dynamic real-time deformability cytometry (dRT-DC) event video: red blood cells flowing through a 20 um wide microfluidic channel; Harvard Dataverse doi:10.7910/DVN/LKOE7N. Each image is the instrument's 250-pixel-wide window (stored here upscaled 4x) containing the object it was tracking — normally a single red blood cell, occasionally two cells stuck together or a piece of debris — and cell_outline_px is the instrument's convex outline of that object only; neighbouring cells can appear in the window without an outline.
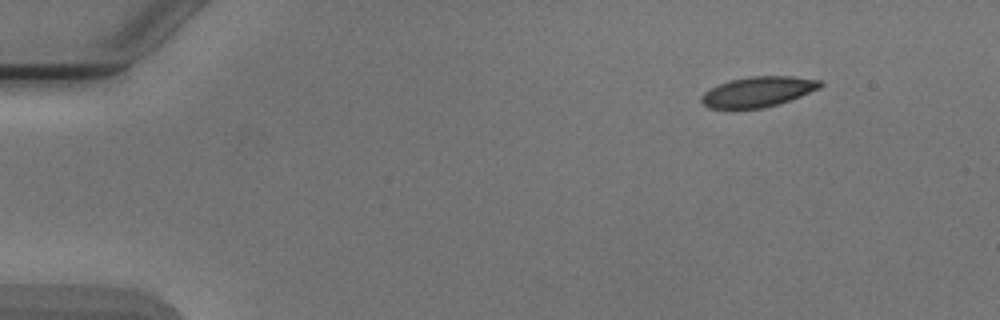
{"species": "Egyptian fruit bat (a non-hibernating species)", "species_latin": "Rousettus aegyptiacus", "temperature_condition": "cold", "stored_images_in_passage": 7, "camera_frame_rate_fps": 3000, "um_per_image_px": 0.085, "animal": {"sex": "male"}, "frame": {"image": 1, "passage_image": 1, "time_ms": 0.0, "image_size_px": [1000, 320], "cell_outline_px": [[824, 84], [820, 88], [800, 96], [764, 108], [708, 108], [700, 100], [700, 96], [704, 92], [720, 84], [732, 80], [752, 76], [792, 76], [820, 80]], "centroid_in_image_um": [64.44, 7.79], "position_along_channel_um": 20.6, "area_um2": 20.63}}
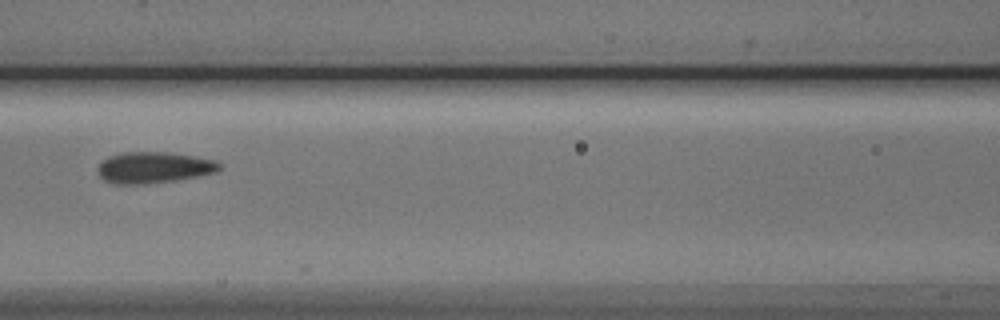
{"frame": {"image": 2, "passage_image": 6, "time_ms": 6.0, "image_size_px": [1000, 320], "cell_outline_px": [[220, 168], [216, 172], [176, 180], [144, 184], [112, 184], [104, 180], [100, 176], [96, 168], [108, 156], [120, 152], [168, 152], [216, 160], [220, 164]], "centroid_in_image_um": [13.03, 14.24], "position_along_channel_um": 153.6, "area_um2": 22.14}}
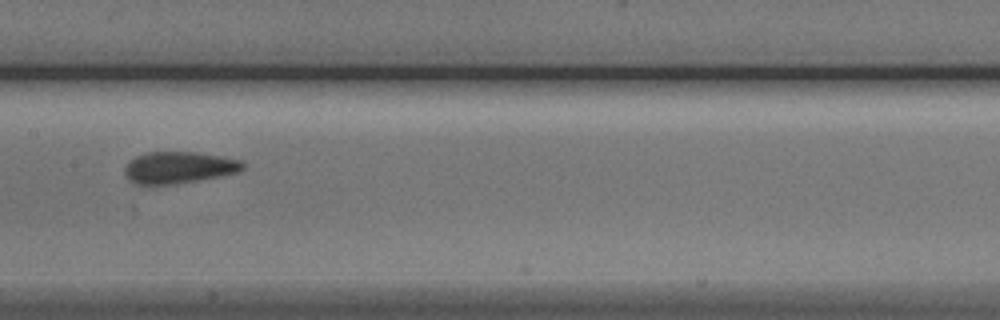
{"frame": {"image": 3, "passage_image": 7, "time_ms": 7.0, "image_size_px": [1000, 320], "cell_outline_px": [[244, 168], [240, 172], [200, 180], [176, 184], [136, 184], [128, 180], [124, 176], [124, 168], [136, 156], [148, 152], [196, 152], [244, 160]], "centroid_in_image_um": [15.23, 14.24], "position_along_channel_um": 192.2, "area_um2": 21.96}}